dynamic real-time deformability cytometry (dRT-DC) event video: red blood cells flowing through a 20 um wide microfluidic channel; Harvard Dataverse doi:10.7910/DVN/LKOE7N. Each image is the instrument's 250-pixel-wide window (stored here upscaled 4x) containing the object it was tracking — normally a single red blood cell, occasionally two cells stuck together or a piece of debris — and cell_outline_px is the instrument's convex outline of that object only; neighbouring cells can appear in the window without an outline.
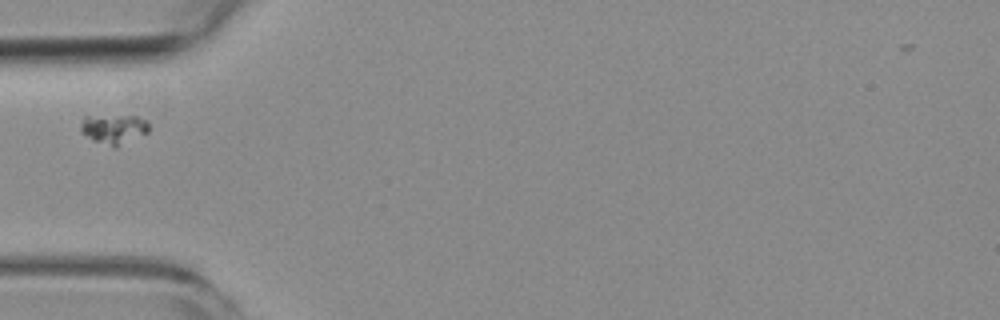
{"species": "common noctule bat (a hibernating species)", "species_latin": "Nyctalus noctula", "temperature_condition": "room temperature", "stored_images_in_passage": 1, "camera_frame_rate_fps": 3000, "um_per_image_px": 0.085, "animal": {"sex": "female", "body_mass_g": 19.3, "forearm_length_mm": 54.1}, "frame": {"image": 1, "passage_image": 1, "time_ms": 0.0, "image_size_px": [1000, 320], "cell_outline_px": [[148, 132], [116, 148], [112, 148], [92, 140], [80, 132], [80, 124], [84, 116], [136, 116], [144, 120], [148, 124]], "centroid_in_image_um": [9.62, 10.99], "position_along_channel_um": 75.4, "area_um2": 11.85}}